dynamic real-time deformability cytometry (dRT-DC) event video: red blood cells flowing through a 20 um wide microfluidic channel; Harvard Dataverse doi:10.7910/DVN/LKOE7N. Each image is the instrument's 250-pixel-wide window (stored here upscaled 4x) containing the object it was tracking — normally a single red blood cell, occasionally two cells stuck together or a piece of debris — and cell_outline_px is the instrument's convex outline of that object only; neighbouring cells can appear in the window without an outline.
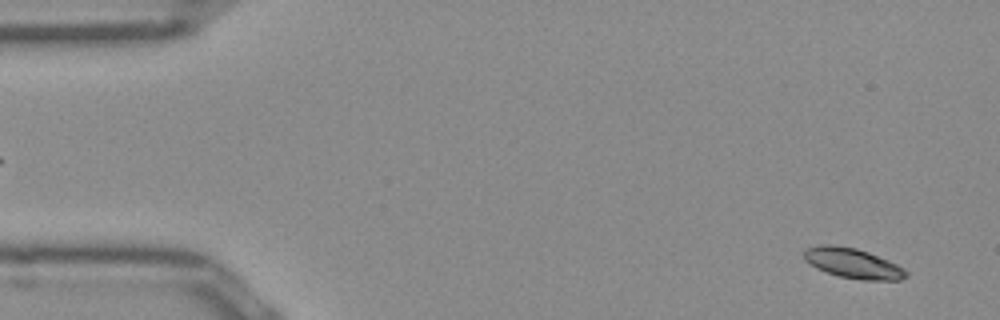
{"species": "Egyptian fruit bat (a non-hibernating species)", "species_latin": "Rousettus aegyptiacus", "temperature_condition": "room temperature", "stored_images_in_passage": 51, "camera_frame_rate_fps": 3000, "um_per_image_px": 0.085, "frame": {"image": 1, "passage_image": 3, "time_ms": 0.667, "image_size_px": [1000, 320], "cell_outline_px": [[908, 276], [900, 280], [864, 280], [840, 276], [816, 268], [804, 260], [804, 248], [820, 244], [832, 244], [856, 248], [868, 252], [888, 260], [904, 268], [908, 272]], "centroid_in_image_um": [72.48, 22.36], "position_along_channel_um": 12.5, "area_um2": 17.92}}
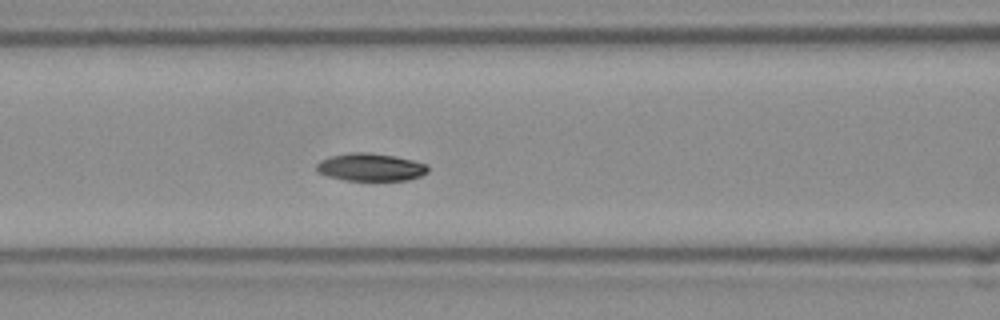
{"frame": {"image": 2, "passage_image": 21, "time_ms": 6.667, "image_size_px": [1000, 320], "cell_outline_px": [[428, 172], [420, 176], [408, 180], [344, 180], [328, 176], [316, 172], [316, 164], [320, 160], [332, 156], [348, 152], [368, 152], [392, 156], [412, 160], [428, 164]], "centroid_in_image_um": [31.48, 14.21], "position_along_channel_um": 135.1, "area_um2": 17.98}}
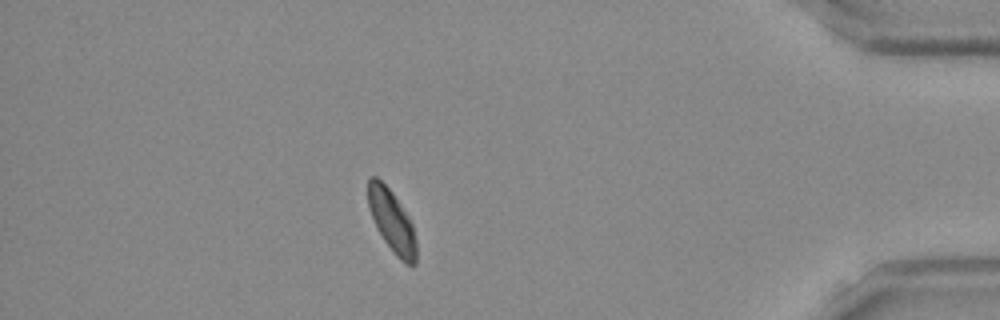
{"frame": {"image": 3, "passage_image": 45, "time_ms": 14.667, "image_size_px": [1000, 320], "cell_outline_px": [[416, 264], [408, 264], [400, 260], [396, 256], [384, 240], [376, 228], [368, 208], [368, 180], [372, 176], [376, 176], [392, 192], [408, 216], [412, 224], [416, 240]], "centroid_in_image_um": [33.3, 18.8], "position_along_channel_um": 401.9, "area_um2": 17.34}, "authors_computed_cell_mechanics": {"area_um2": 17.8602, "velocity_mm_per_s": 3.9212, "shape_relaxation_time_tau1_ms": 3.4297, "shape_relaxation_time_tau2_ms": null, "deformation_change_tau1": 0.0874, "deformation_change_tau2": null}}